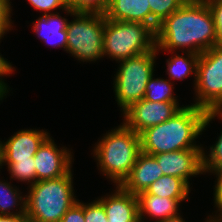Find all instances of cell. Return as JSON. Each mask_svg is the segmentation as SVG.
Returning a JSON list of instances; mask_svg holds the SVG:
<instances>
[{
    "label": "cell",
    "mask_w": 222,
    "mask_h": 222,
    "mask_svg": "<svg viewBox=\"0 0 222 222\" xmlns=\"http://www.w3.org/2000/svg\"><path fill=\"white\" fill-rule=\"evenodd\" d=\"M188 0H148L151 11V27L156 31L158 25L178 10Z\"/></svg>",
    "instance_id": "7402d4cb"
},
{
    "label": "cell",
    "mask_w": 222,
    "mask_h": 222,
    "mask_svg": "<svg viewBox=\"0 0 222 222\" xmlns=\"http://www.w3.org/2000/svg\"><path fill=\"white\" fill-rule=\"evenodd\" d=\"M156 49V31L147 24L105 18L103 55L117 61Z\"/></svg>",
    "instance_id": "5b68a950"
},
{
    "label": "cell",
    "mask_w": 222,
    "mask_h": 222,
    "mask_svg": "<svg viewBox=\"0 0 222 222\" xmlns=\"http://www.w3.org/2000/svg\"><path fill=\"white\" fill-rule=\"evenodd\" d=\"M210 173H214L217 177L215 181V187H214V203L217 208L216 214L218 213V216L222 213V167L214 169L210 171Z\"/></svg>",
    "instance_id": "1f68e13d"
},
{
    "label": "cell",
    "mask_w": 222,
    "mask_h": 222,
    "mask_svg": "<svg viewBox=\"0 0 222 222\" xmlns=\"http://www.w3.org/2000/svg\"><path fill=\"white\" fill-rule=\"evenodd\" d=\"M212 14L217 33V45L222 46V0H205Z\"/></svg>",
    "instance_id": "83f0119b"
},
{
    "label": "cell",
    "mask_w": 222,
    "mask_h": 222,
    "mask_svg": "<svg viewBox=\"0 0 222 222\" xmlns=\"http://www.w3.org/2000/svg\"><path fill=\"white\" fill-rule=\"evenodd\" d=\"M218 118L222 120V111H218ZM216 143L210 146L209 154L206 155L203 150V172L209 173L210 171L222 167V131Z\"/></svg>",
    "instance_id": "cb8c5ba5"
},
{
    "label": "cell",
    "mask_w": 222,
    "mask_h": 222,
    "mask_svg": "<svg viewBox=\"0 0 222 222\" xmlns=\"http://www.w3.org/2000/svg\"><path fill=\"white\" fill-rule=\"evenodd\" d=\"M104 15L109 20L137 22L151 26L148 0H109Z\"/></svg>",
    "instance_id": "9a60e30c"
},
{
    "label": "cell",
    "mask_w": 222,
    "mask_h": 222,
    "mask_svg": "<svg viewBox=\"0 0 222 222\" xmlns=\"http://www.w3.org/2000/svg\"><path fill=\"white\" fill-rule=\"evenodd\" d=\"M72 158L71 151L65 147L58 149L49 135L34 155L36 182L66 175L72 168Z\"/></svg>",
    "instance_id": "30bf717a"
},
{
    "label": "cell",
    "mask_w": 222,
    "mask_h": 222,
    "mask_svg": "<svg viewBox=\"0 0 222 222\" xmlns=\"http://www.w3.org/2000/svg\"><path fill=\"white\" fill-rule=\"evenodd\" d=\"M41 180L29 185L26 194V214L30 222H61L63 215L77 201L74 196L73 175Z\"/></svg>",
    "instance_id": "277c9868"
},
{
    "label": "cell",
    "mask_w": 222,
    "mask_h": 222,
    "mask_svg": "<svg viewBox=\"0 0 222 222\" xmlns=\"http://www.w3.org/2000/svg\"><path fill=\"white\" fill-rule=\"evenodd\" d=\"M84 221L108 222L105 209L98 199L88 204L84 203Z\"/></svg>",
    "instance_id": "4316f807"
},
{
    "label": "cell",
    "mask_w": 222,
    "mask_h": 222,
    "mask_svg": "<svg viewBox=\"0 0 222 222\" xmlns=\"http://www.w3.org/2000/svg\"><path fill=\"white\" fill-rule=\"evenodd\" d=\"M2 143H1V140H0V168H2Z\"/></svg>",
    "instance_id": "d590c367"
},
{
    "label": "cell",
    "mask_w": 222,
    "mask_h": 222,
    "mask_svg": "<svg viewBox=\"0 0 222 222\" xmlns=\"http://www.w3.org/2000/svg\"><path fill=\"white\" fill-rule=\"evenodd\" d=\"M181 108L179 102H151L143 98L122 113L123 124L140 134L149 127L167 121Z\"/></svg>",
    "instance_id": "9c48e42d"
},
{
    "label": "cell",
    "mask_w": 222,
    "mask_h": 222,
    "mask_svg": "<svg viewBox=\"0 0 222 222\" xmlns=\"http://www.w3.org/2000/svg\"><path fill=\"white\" fill-rule=\"evenodd\" d=\"M0 222H30L26 213L14 215H0Z\"/></svg>",
    "instance_id": "d6a6232c"
},
{
    "label": "cell",
    "mask_w": 222,
    "mask_h": 222,
    "mask_svg": "<svg viewBox=\"0 0 222 222\" xmlns=\"http://www.w3.org/2000/svg\"><path fill=\"white\" fill-rule=\"evenodd\" d=\"M215 117H218V111H206L192 103L185 105L167 121L140 133L141 152L153 156L176 150L203 148L196 144L195 139Z\"/></svg>",
    "instance_id": "7a4b0ae2"
},
{
    "label": "cell",
    "mask_w": 222,
    "mask_h": 222,
    "mask_svg": "<svg viewBox=\"0 0 222 222\" xmlns=\"http://www.w3.org/2000/svg\"><path fill=\"white\" fill-rule=\"evenodd\" d=\"M68 6L74 13L104 14L109 0H69Z\"/></svg>",
    "instance_id": "d4e9b609"
},
{
    "label": "cell",
    "mask_w": 222,
    "mask_h": 222,
    "mask_svg": "<svg viewBox=\"0 0 222 222\" xmlns=\"http://www.w3.org/2000/svg\"><path fill=\"white\" fill-rule=\"evenodd\" d=\"M160 222H186V221L181 217L180 212H179L178 215L169 217L166 220H162Z\"/></svg>",
    "instance_id": "836d02e7"
},
{
    "label": "cell",
    "mask_w": 222,
    "mask_h": 222,
    "mask_svg": "<svg viewBox=\"0 0 222 222\" xmlns=\"http://www.w3.org/2000/svg\"><path fill=\"white\" fill-rule=\"evenodd\" d=\"M98 141L93 149L98 169L114 185L120 186L129 176L141 153L140 134L122 124L104 134Z\"/></svg>",
    "instance_id": "3957f363"
},
{
    "label": "cell",
    "mask_w": 222,
    "mask_h": 222,
    "mask_svg": "<svg viewBox=\"0 0 222 222\" xmlns=\"http://www.w3.org/2000/svg\"><path fill=\"white\" fill-rule=\"evenodd\" d=\"M7 60L8 59L2 57V55L0 54V101L5 98L10 89L4 82L2 77H7V75L12 74L15 70L14 67H12L10 61Z\"/></svg>",
    "instance_id": "f546056e"
},
{
    "label": "cell",
    "mask_w": 222,
    "mask_h": 222,
    "mask_svg": "<svg viewBox=\"0 0 222 222\" xmlns=\"http://www.w3.org/2000/svg\"><path fill=\"white\" fill-rule=\"evenodd\" d=\"M115 192L97 198L103 205L108 222H132L139 216L137 195L116 186Z\"/></svg>",
    "instance_id": "5bb4252c"
},
{
    "label": "cell",
    "mask_w": 222,
    "mask_h": 222,
    "mask_svg": "<svg viewBox=\"0 0 222 222\" xmlns=\"http://www.w3.org/2000/svg\"><path fill=\"white\" fill-rule=\"evenodd\" d=\"M10 3V0H0V33L3 36L13 28Z\"/></svg>",
    "instance_id": "f1b7e54d"
},
{
    "label": "cell",
    "mask_w": 222,
    "mask_h": 222,
    "mask_svg": "<svg viewBox=\"0 0 222 222\" xmlns=\"http://www.w3.org/2000/svg\"><path fill=\"white\" fill-rule=\"evenodd\" d=\"M61 222H85L84 203L77 200L63 215Z\"/></svg>",
    "instance_id": "4dcf8cb0"
},
{
    "label": "cell",
    "mask_w": 222,
    "mask_h": 222,
    "mask_svg": "<svg viewBox=\"0 0 222 222\" xmlns=\"http://www.w3.org/2000/svg\"><path fill=\"white\" fill-rule=\"evenodd\" d=\"M163 176L154 156L141 152L129 176L120 185L125 191L138 195Z\"/></svg>",
    "instance_id": "4fadbf2b"
},
{
    "label": "cell",
    "mask_w": 222,
    "mask_h": 222,
    "mask_svg": "<svg viewBox=\"0 0 222 222\" xmlns=\"http://www.w3.org/2000/svg\"><path fill=\"white\" fill-rule=\"evenodd\" d=\"M31 6L39 11H43L44 14H51V11L55 9H62L65 13H68L70 17L73 15V11L68 6V0H28Z\"/></svg>",
    "instance_id": "484cf974"
},
{
    "label": "cell",
    "mask_w": 222,
    "mask_h": 222,
    "mask_svg": "<svg viewBox=\"0 0 222 222\" xmlns=\"http://www.w3.org/2000/svg\"><path fill=\"white\" fill-rule=\"evenodd\" d=\"M186 54V55H184ZM199 54L192 52H183V55L176 54L171 58H168L167 63V71L166 73L169 75L170 79H186V77L194 74V85L196 81V73H197V64H198Z\"/></svg>",
    "instance_id": "d6986e66"
},
{
    "label": "cell",
    "mask_w": 222,
    "mask_h": 222,
    "mask_svg": "<svg viewBox=\"0 0 222 222\" xmlns=\"http://www.w3.org/2000/svg\"><path fill=\"white\" fill-rule=\"evenodd\" d=\"M217 45L216 27L205 0H188L156 29V51L202 54ZM175 50V51H174Z\"/></svg>",
    "instance_id": "6da1fadb"
},
{
    "label": "cell",
    "mask_w": 222,
    "mask_h": 222,
    "mask_svg": "<svg viewBox=\"0 0 222 222\" xmlns=\"http://www.w3.org/2000/svg\"><path fill=\"white\" fill-rule=\"evenodd\" d=\"M194 106L222 111V46L215 45L199 55Z\"/></svg>",
    "instance_id": "ba28073f"
},
{
    "label": "cell",
    "mask_w": 222,
    "mask_h": 222,
    "mask_svg": "<svg viewBox=\"0 0 222 222\" xmlns=\"http://www.w3.org/2000/svg\"><path fill=\"white\" fill-rule=\"evenodd\" d=\"M190 185L183 179L163 175L152 183L144 192L139 194H151L170 199H189Z\"/></svg>",
    "instance_id": "ac0fdd59"
},
{
    "label": "cell",
    "mask_w": 222,
    "mask_h": 222,
    "mask_svg": "<svg viewBox=\"0 0 222 222\" xmlns=\"http://www.w3.org/2000/svg\"><path fill=\"white\" fill-rule=\"evenodd\" d=\"M203 149L193 148L153 155L163 175L185 180L189 185L191 176L203 174Z\"/></svg>",
    "instance_id": "8fae6325"
},
{
    "label": "cell",
    "mask_w": 222,
    "mask_h": 222,
    "mask_svg": "<svg viewBox=\"0 0 222 222\" xmlns=\"http://www.w3.org/2000/svg\"><path fill=\"white\" fill-rule=\"evenodd\" d=\"M132 222H144V219L140 216H138L136 219H134Z\"/></svg>",
    "instance_id": "8d00e7d4"
},
{
    "label": "cell",
    "mask_w": 222,
    "mask_h": 222,
    "mask_svg": "<svg viewBox=\"0 0 222 222\" xmlns=\"http://www.w3.org/2000/svg\"><path fill=\"white\" fill-rule=\"evenodd\" d=\"M7 165L10 179L28 182L30 185L36 183V166L34 159L18 160L16 163H2Z\"/></svg>",
    "instance_id": "603a6c76"
},
{
    "label": "cell",
    "mask_w": 222,
    "mask_h": 222,
    "mask_svg": "<svg viewBox=\"0 0 222 222\" xmlns=\"http://www.w3.org/2000/svg\"><path fill=\"white\" fill-rule=\"evenodd\" d=\"M21 194L22 192L17 187H13L11 182L0 180V215L26 213V196ZM19 205V211L16 209L14 212L13 208L15 209Z\"/></svg>",
    "instance_id": "ffe728a7"
},
{
    "label": "cell",
    "mask_w": 222,
    "mask_h": 222,
    "mask_svg": "<svg viewBox=\"0 0 222 222\" xmlns=\"http://www.w3.org/2000/svg\"><path fill=\"white\" fill-rule=\"evenodd\" d=\"M139 216L145 220L147 214L155 218V222L166 220L169 217L178 215L180 203L185 199H170L151 194H138Z\"/></svg>",
    "instance_id": "e0dca14e"
},
{
    "label": "cell",
    "mask_w": 222,
    "mask_h": 222,
    "mask_svg": "<svg viewBox=\"0 0 222 222\" xmlns=\"http://www.w3.org/2000/svg\"><path fill=\"white\" fill-rule=\"evenodd\" d=\"M72 17L75 18L67 22L66 27L67 53L83 62H95L103 58L105 15L73 13Z\"/></svg>",
    "instance_id": "52a82bcc"
},
{
    "label": "cell",
    "mask_w": 222,
    "mask_h": 222,
    "mask_svg": "<svg viewBox=\"0 0 222 222\" xmlns=\"http://www.w3.org/2000/svg\"><path fill=\"white\" fill-rule=\"evenodd\" d=\"M154 75L146 85L144 99L151 102H178L173 94V83L168 79L156 78Z\"/></svg>",
    "instance_id": "44dd1931"
},
{
    "label": "cell",
    "mask_w": 222,
    "mask_h": 222,
    "mask_svg": "<svg viewBox=\"0 0 222 222\" xmlns=\"http://www.w3.org/2000/svg\"><path fill=\"white\" fill-rule=\"evenodd\" d=\"M68 20L58 12H52L51 14H42L36 21H33V30L38 37L47 42L48 45L52 44L53 47H60L66 51L67 45V27ZM54 40V42H52Z\"/></svg>",
    "instance_id": "2e32d148"
},
{
    "label": "cell",
    "mask_w": 222,
    "mask_h": 222,
    "mask_svg": "<svg viewBox=\"0 0 222 222\" xmlns=\"http://www.w3.org/2000/svg\"><path fill=\"white\" fill-rule=\"evenodd\" d=\"M48 131L37 129L19 130L6 142H2V163L34 159L39 146L49 136Z\"/></svg>",
    "instance_id": "7c38bea8"
},
{
    "label": "cell",
    "mask_w": 222,
    "mask_h": 222,
    "mask_svg": "<svg viewBox=\"0 0 222 222\" xmlns=\"http://www.w3.org/2000/svg\"><path fill=\"white\" fill-rule=\"evenodd\" d=\"M158 52L155 50L118 61L113 88L115 98L122 113L130 106L142 100L146 85L153 76L154 64Z\"/></svg>",
    "instance_id": "8992f818"
},
{
    "label": "cell",
    "mask_w": 222,
    "mask_h": 222,
    "mask_svg": "<svg viewBox=\"0 0 222 222\" xmlns=\"http://www.w3.org/2000/svg\"><path fill=\"white\" fill-rule=\"evenodd\" d=\"M207 217L209 218H207L206 222H222V219L218 215L216 216V214L214 216L209 215Z\"/></svg>",
    "instance_id": "e575fe53"
}]
</instances>
